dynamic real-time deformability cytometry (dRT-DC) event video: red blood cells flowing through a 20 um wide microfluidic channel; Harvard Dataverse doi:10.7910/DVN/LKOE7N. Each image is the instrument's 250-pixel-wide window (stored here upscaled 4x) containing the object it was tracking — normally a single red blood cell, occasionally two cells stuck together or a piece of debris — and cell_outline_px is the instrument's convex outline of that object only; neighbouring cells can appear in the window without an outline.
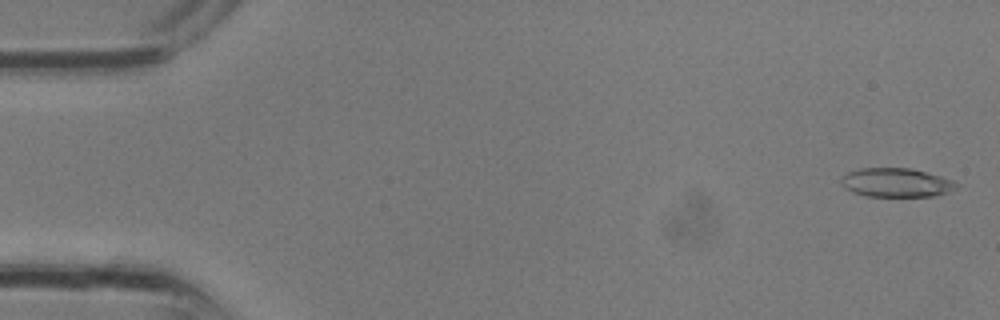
{"species": "common noctule bat (a hibernating species)", "species_latin": "Nyctalus noctula", "temperature_condition": "room temperature", "stored_images_in_passage": 31, "camera_frame_rate_fps": 3000, "um_per_image_px": 0.085, "animal": {"sex": "male", "body_mass_g": 13.3}, "frame": {"image": 1, "passage_image": 1, "time_ms": 0.0, "image_size_px": [1000, 320], "cell_outline_px": [[960, 184], [956, 188], [948, 192], [932, 196], [868, 196], [852, 192], [844, 188], [840, 184], [840, 176], [848, 172], [860, 168], [912, 168], [940, 176], [952, 180]], "centroid_in_image_um": [76.14, 15.51], "position_along_channel_um": 8.9, "area_um2": 19.54}}
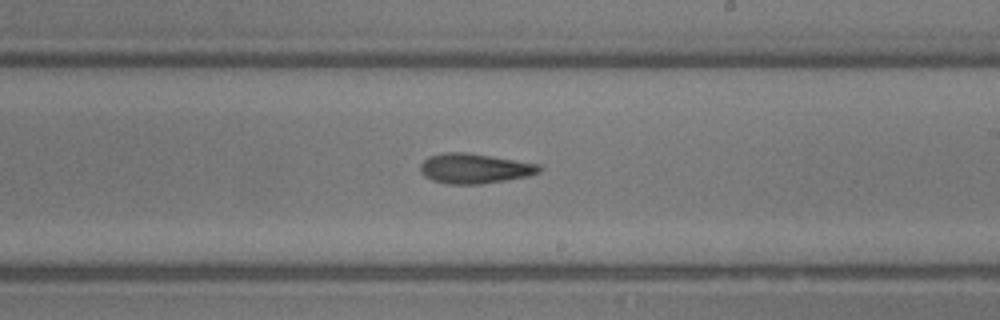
{"frame": {"image": 2, "passage_image": 18, "time_ms": 5.667, "image_size_px": [1000, 320], "cell_outline_px": [[544, 168], [540, 172], [528, 176], [480, 184], [448, 184], [432, 180], [424, 176], [420, 172], [420, 164], [428, 156], [444, 152], [464, 152], [540, 164]], "centroid_in_image_um": [40.32, 14.32], "position_along_channel_um": 248.7, "area_um2": 20.75}}
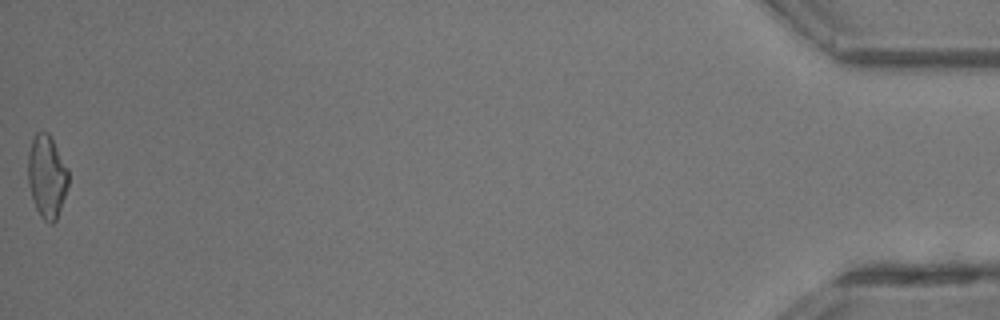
{"frame": {"image": 3, "passage_image": 31, "time_ms": 10.0, "image_size_px": [1000, 320], "cell_outline_px": [[68, 184], [56, 220], [52, 224], [48, 224], [40, 216], [36, 208], [28, 184], [28, 152], [32, 140], [36, 132], [48, 132], [68, 168]], "centroid_in_image_um": [3.97, 15.0], "position_along_channel_um": 431.2, "area_um2": 19.31}}